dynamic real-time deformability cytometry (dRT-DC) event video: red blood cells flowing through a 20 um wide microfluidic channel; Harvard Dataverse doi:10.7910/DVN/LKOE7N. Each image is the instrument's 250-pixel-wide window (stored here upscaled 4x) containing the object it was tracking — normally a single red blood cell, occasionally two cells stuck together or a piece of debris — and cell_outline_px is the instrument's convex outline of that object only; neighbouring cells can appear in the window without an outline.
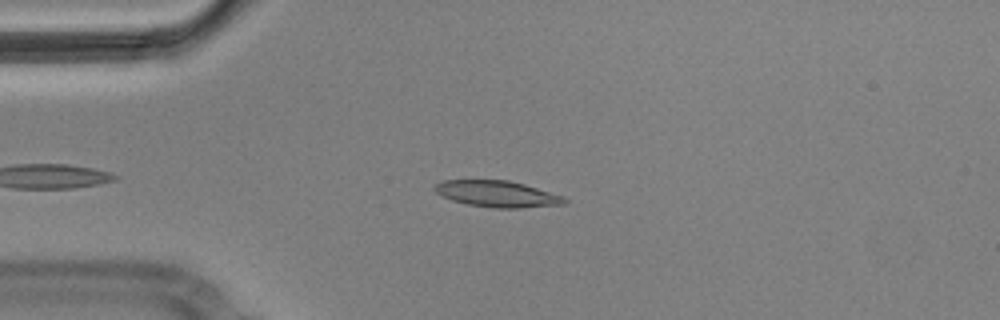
{"species": "Egyptian fruit bat (a non-hibernating species)", "species_latin": "Rousettus aegyptiacus", "temperature_condition": "cold", "stored_images_in_passage": 6, "camera_frame_rate_fps": 3000, "um_per_image_px": 0.085, "animal": {"sex": "male"}, "frame": {"image": 1, "passage_image": 2, "time_ms": 0.333, "image_size_px": [1000, 320], "cell_outline_px": [[568, 200], [564, 204], [520, 208], [492, 208], [468, 204], [452, 200], [440, 196], [432, 188], [436, 184], [444, 180], [508, 180], [524, 184], [564, 196]], "centroid_in_image_um": [42.25, 16.48], "position_along_channel_um": 42.7, "area_um2": 19.94}}
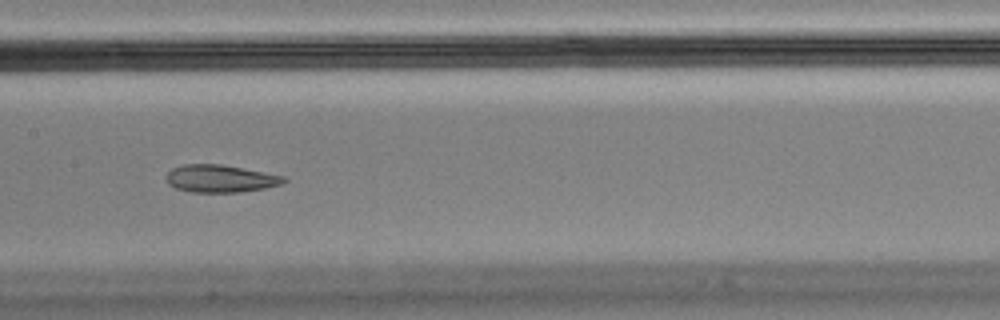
{"frame": {"image": 2, "passage_image": 6, "time_ms": 1.667, "image_size_px": [1000, 320], "cell_outline_px": [[288, 180], [280, 184], [264, 188], [240, 192], [192, 192], [176, 188], [168, 184], [164, 176], [172, 168], [184, 164], [220, 164], [284, 176]], "centroid_in_image_um": [18.68, 15.18], "position_along_channel_um": 188.7, "area_um2": 18.73}}